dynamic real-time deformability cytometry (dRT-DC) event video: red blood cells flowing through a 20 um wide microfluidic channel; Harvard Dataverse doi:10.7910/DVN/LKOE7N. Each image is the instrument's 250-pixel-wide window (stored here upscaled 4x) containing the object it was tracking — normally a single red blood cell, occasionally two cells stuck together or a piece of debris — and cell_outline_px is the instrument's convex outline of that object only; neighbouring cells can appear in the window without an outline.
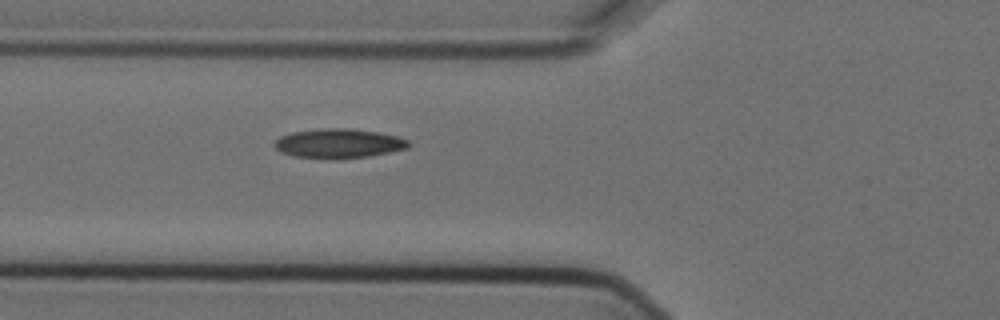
{"species": "Egyptian fruit bat (a non-hibernating species)", "species_latin": "Rousettus aegyptiacus", "temperature_condition": "cold", "stored_images_in_passage": 3, "camera_frame_rate_fps": 3000, "um_per_image_px": 0.085, "animal": {"sex": "female"}, "frame": {"image": 1, "passage_image": 3, "time_ms": 0.667, "image_size_px": [1000, 320], "cell_outline_px": [[408, 148], [368, 156], [340, 160], [336, 160], [292, 156], [280, 152], [272, 144], [280, 136], [292, 132], [320, 128], [348, 128], [376, 132], [396, 136], [408, 140]], "centroid_in_image_um": [28.72, 12.2], "position_along_channel_um": 97.1, "area_um2": 23.12}}